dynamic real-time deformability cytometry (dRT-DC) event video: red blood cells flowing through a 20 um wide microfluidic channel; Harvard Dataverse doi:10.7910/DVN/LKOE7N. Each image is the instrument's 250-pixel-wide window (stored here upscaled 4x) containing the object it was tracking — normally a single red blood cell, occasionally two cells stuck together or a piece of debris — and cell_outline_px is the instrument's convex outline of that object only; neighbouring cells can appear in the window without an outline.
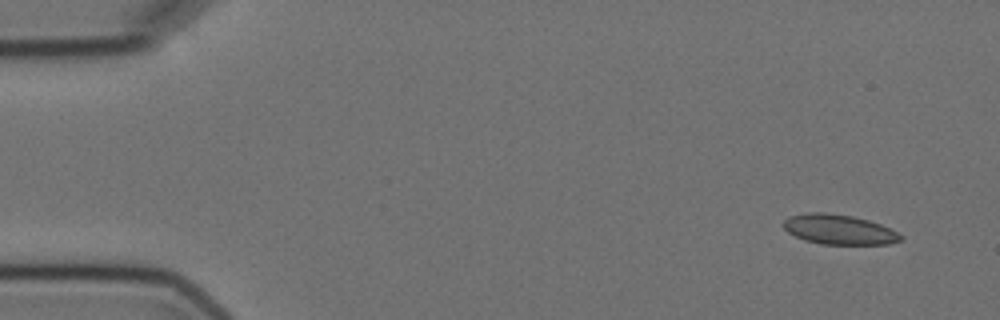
{"species": "Egyptian fruit bat (a non-hibernating species)", "species_latin": "Rousettus aegyptiacus", "temperature_condition": "cold", "stored_images_in_passage": 4, "camera_frame_rate_fps": 3000, "um_per_image_px": 0.085, "animal": {"sex": "female"}, "frame": {"image": 1, "passage_image": 1, "time_ms": 0.0, "image_size_px": [1000, 320], "cell_outline_px": [[904, 240], [888, 244], [820, 244], [804, 240], [788, 232], [780, 224], [788, 216], [808, 212], [824, 212], [852, 216], [868, 220], [880, 224], [904, 236]], "centroid_in_image_um": [71.29, 19.5], "position_along_channel_um": 13.7, "area_um2": 20.52}}
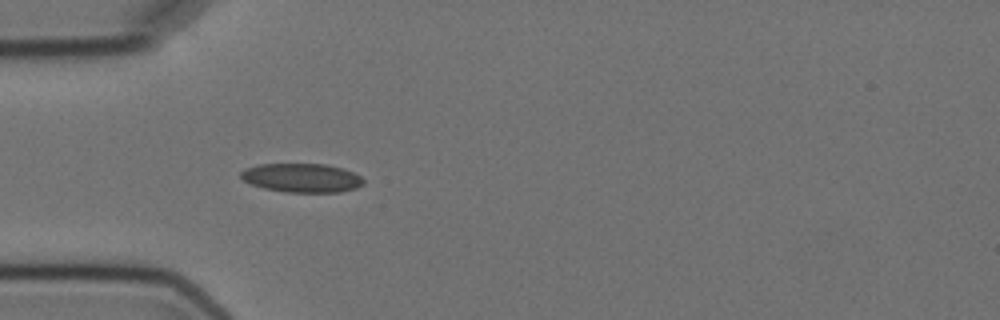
{"frame": {"image": 2, "passage_image": 4, "time_ms": 4.333, "image_size_px": [1000, 320], "cell_outline_px": [[364, 184], [356, 188], [340, 192], [284, 192], [264, 188], [252, 184], [244, 180], [240, 176], [240, 172], [244, 168], [260, 164], [324, 164], [344, 168], [360, 176], [364, 180]], "centroid_in_image_um": [25.66, 15.11], "position_along_channel_um": 59.3, "area_um2": 20.69}}